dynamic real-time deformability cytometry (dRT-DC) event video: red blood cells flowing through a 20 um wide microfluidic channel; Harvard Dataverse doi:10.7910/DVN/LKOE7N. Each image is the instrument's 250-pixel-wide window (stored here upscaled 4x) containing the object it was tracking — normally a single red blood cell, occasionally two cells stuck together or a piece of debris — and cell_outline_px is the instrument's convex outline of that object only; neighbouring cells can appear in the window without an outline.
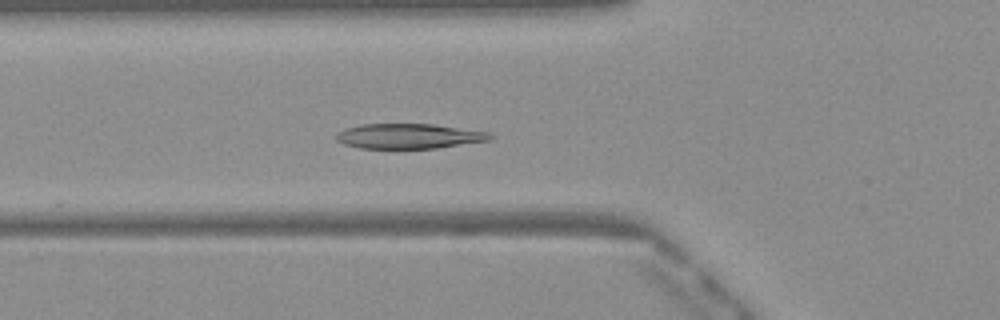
{"species": "Egyptian fruit bat (a non-hibernating species)", "species_latin": "Rousettus aegyptiacus", "temperature_condition": "warm", "stored_images_in_passage": 39, "camera_frame_rate_fps": 3000, "um_per_image_px": 0.085, "frame": {"image": 1, "passage_image": 7, "time_ms": 2.0, "image_size_px": [1000, 320], "cell_outline_px": [[492, 140], [436, 148], [360, 148], [344, 144], [336, 140], [336, 132], [344, 128], [360, 124], [432, 124], [488, 132], [492, 136]], "centroid_in_image_um": [34.71, 11.57], "position_along_channel_um": 91.1, "area_um2": 22.37}}
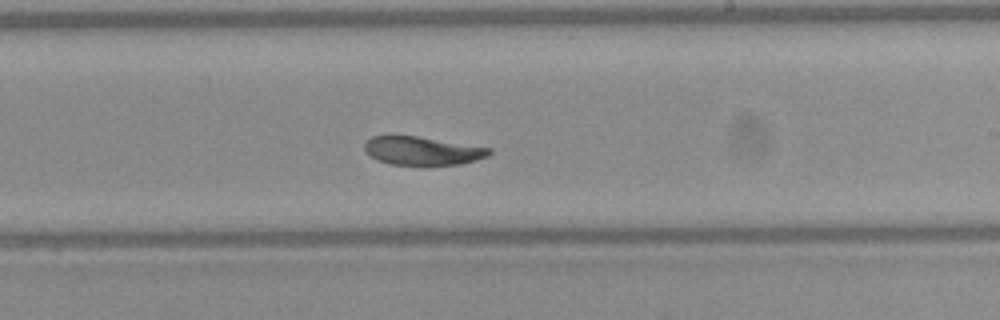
{"frame": {"image": 2, "passage_image": 19, "time_ms": 6.0, "image_size_px": [1000, 320], "cell_outline_px": [[492, 152], [488, 156], [476, 160], [460, 164], [424, 168], [388, 164], [376, 160], [364, 152], [364, 144], [372, 136], [416, 136], [492, 148]], "centroid_in_image_um": [35.89, 12.87], "position_along_channel_um": 253.1, "area_um2": 21.5}}
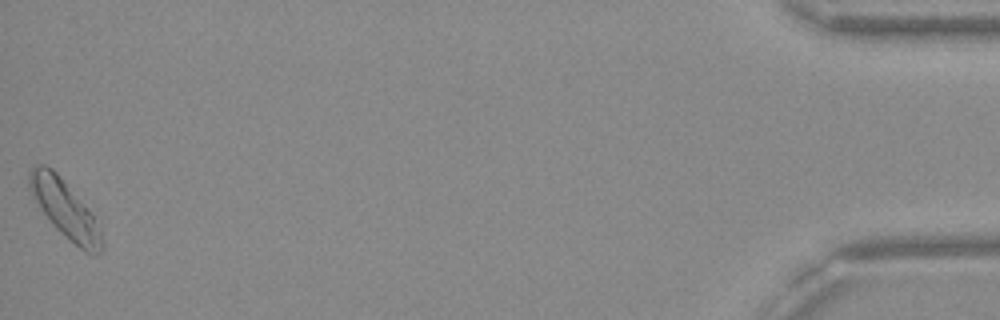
{"frame": {"image": 3, "passage_image": 39, "time_ms": 12.667, "image_size_px": [1000, 320], "cell_outline_px": [[104, 248], [96, 256], [84, 252], [60, 232], [52, 224], [28, 192], [28, 172], [36, 164], [44, 164], [52, 168], [60, 176], [92, 212], [100, 228], [104, 240]], "centroid_in_image_um": [5.53, 17.78], "position_along_channel_um": 429.7, "area_um2": 24.74}, "authors_computed_cell_mechanics": {"area_um2": 22.3108, "velocity_mm_per_s": 4.0473, "shape_relaxation_time_tau1_ms": 4.8256, "shape_relaxation_time_tau2_ms": 5.3422, "deformation_change_tau1": 0.1616, "deformation_change_tau2": 0.0849}}